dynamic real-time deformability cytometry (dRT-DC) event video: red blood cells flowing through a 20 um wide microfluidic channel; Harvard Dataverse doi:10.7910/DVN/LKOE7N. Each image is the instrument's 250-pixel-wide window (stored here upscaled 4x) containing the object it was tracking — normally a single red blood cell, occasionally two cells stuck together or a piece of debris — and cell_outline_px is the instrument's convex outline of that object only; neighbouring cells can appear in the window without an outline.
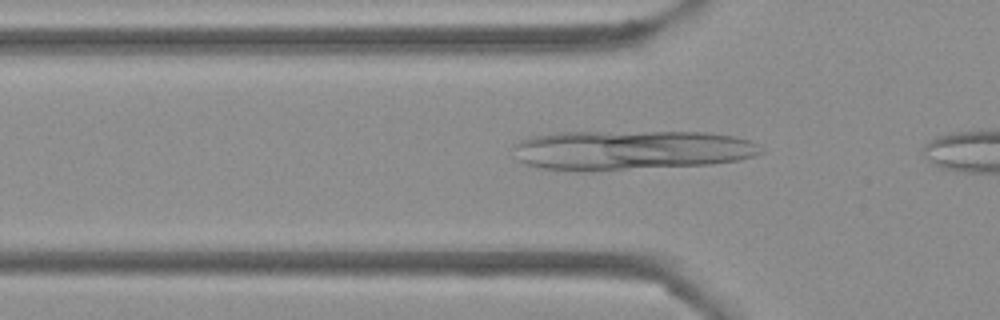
{"species": "Egyptian fruit bat (a non-hibernating species)", "species_latin": "Rousettus aegyptiacus", "temperature_condition": "cold", "stored_images_in_passage": 9, "camera_frame_rate_fps": 3000, "um_per_image_px": 0.085, "frame": {"image": 1, "passage_image": 3, "time_ms": 0.667, "image_size_px": [1000, 320], "cell_outline_px": [[764, 152], [752, 156], [736, 160], [708, 164], [600, 172], [576, 172], [536, 168], [524, 164], [520, 160], [512, 148], [512, 144], [528, 136], [556, 132], [704, 132], [736, 136], [748, 140], [764, 148]], "centroid_in_image_um": [53.53, 12.78], "position_along_channel_um": 72.3, "area_um2": 58.38}}
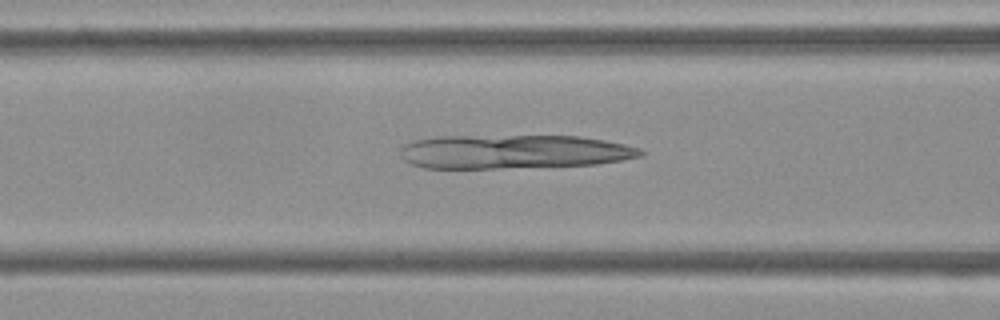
{"frame": {"image": 2, "passage_image": 7, "time_ms": 2.0, "image_size_px": [1000, 320], "cell_outline_px": [[644, 152], [640, 156], [620, 160], [596, 164], [500, 168], [424, 168], [412, 164], [404, 160], [400, 156], [400, 148], [404, 144], [416, 140], [436, 136], [580, 136], [604, 140], [624, 144], [640, 148]], "centroid_in_image_um": [43.61, 12.89], "position_along_channel_um": 123.0, "area_um2": 47.45}}